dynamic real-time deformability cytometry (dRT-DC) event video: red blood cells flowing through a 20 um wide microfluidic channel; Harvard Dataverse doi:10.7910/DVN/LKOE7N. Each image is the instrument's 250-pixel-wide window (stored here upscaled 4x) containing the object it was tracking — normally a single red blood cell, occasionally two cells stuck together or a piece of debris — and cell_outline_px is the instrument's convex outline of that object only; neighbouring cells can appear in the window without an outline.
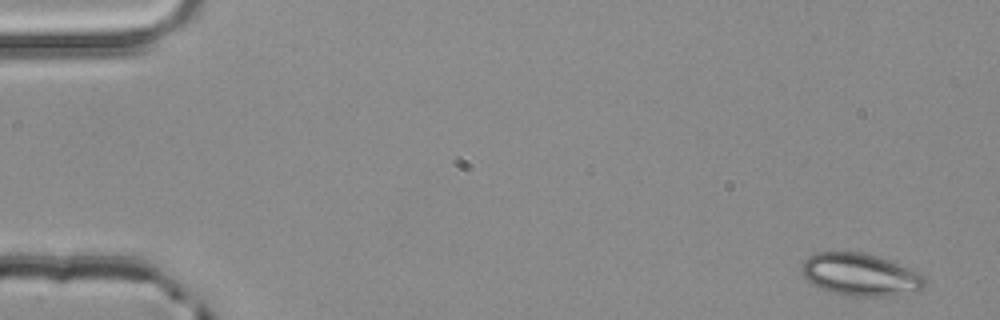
{"species": "common noctule bat (a hibernating species)", "species_latin": "Nyctalus noctula", "temperature_condition": "room temperature", "stored_images_in_passage": 4, "camera_frame_rate_fps": 3000, "um_per_image_px": 0.085, "animal": {"sex": "male", "body_mass_g": 20.4}, "frame": {"image": 1, "passage_image": 1, "time_ms": 0.0, "image_size_px": [1000, 320], "cell_outline_px": [[924, 288], [916, 292], [892, 296], [852, 296], [832, 292], [808, 284], [804, 280], [800, 268], [804, 260], [808, 256], [816, 252], [860, 252], [876, 256], [888, 260], [916, 272], [924, 276]], "centroid_in_image_um": [73.06, 23.36], "position_along_channel_um": 11.9, "area_um2": 30.52}}